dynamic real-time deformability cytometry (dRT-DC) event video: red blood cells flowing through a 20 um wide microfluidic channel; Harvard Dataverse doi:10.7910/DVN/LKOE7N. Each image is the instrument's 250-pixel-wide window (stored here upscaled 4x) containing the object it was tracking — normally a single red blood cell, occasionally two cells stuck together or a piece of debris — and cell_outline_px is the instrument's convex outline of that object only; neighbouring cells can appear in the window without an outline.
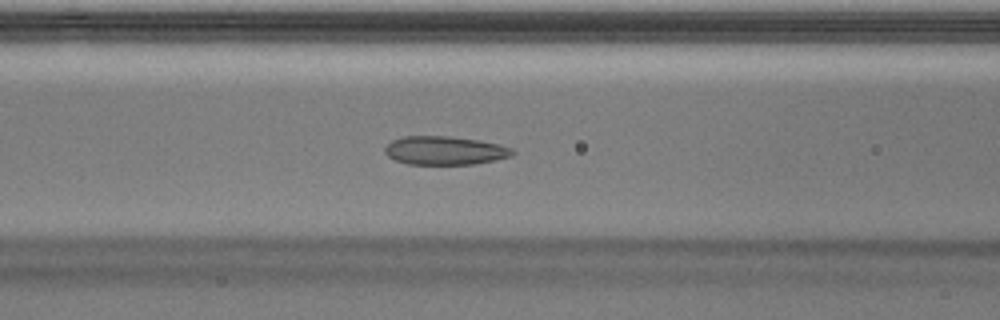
{"species": "Egyptian fruit bat (a non-hibernating species)", "species_latin": "Rousettus aegyptiacus", "temperature_condition": "warm", "stored_images_in_passage": 36, "camera_frame_rate_fps": 3000, "um_per_image_px": 0.085, "animal": {"sex": "male"}, "frame": {"image": 1, "passage_image": 11, "time_ms": 3.333, "image_size_px": [1000, 320], "cell_outline_px": [[516, 152], [512, 156], [476, 164], [408, 164], [396, 160], [388, 156], [384, 152], [384, 148], [392, 140], [404, 136], [448, 136], [480, 140], [500, 144], [512, 148]], "centroid_in_image_um": [37.83, 12.79], "position_along_channel_um": 128.8, "area_um2": 21.33}}
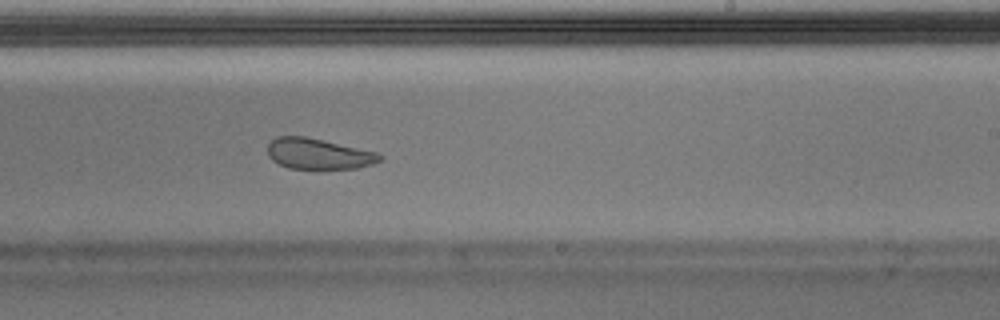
{"frame": {"image": 2, "passage_image": 21, "time_ms": 6.667, "image_size_px": [1000, 320], "cell_outline_px": [[384, 156], [380, 160], [372, 164], [356, 168], [288, 168], [272, 160], [268, 156], [268, 144], [276, 136], [304, 136], [376, 152]], "centroid_in_image_um": [27.04, 13.07], "position_along_channel_um": 262.0, "area_um2": 19.77}, "authors_computed_cell_mechanics": {"area_um2": 22.542, "velocity_mm_per_s": 3.9961, "shape_relaxation_time_tau1_ms": null, "shape_relaxation_time_tau2_ms": 1.6641, "deformation_change_tau1": null, "deformation_change_tau2": 0.0808}}